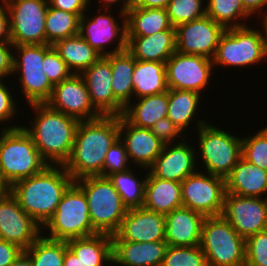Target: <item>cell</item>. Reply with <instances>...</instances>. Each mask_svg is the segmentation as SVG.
Returning a JSON list of instances; mask_svg holds the SVG:
<instances>
[{
    "label": "cell",
    "instance_id": "1",
    "mask_svg": "<svg viewBox=\"0 0 267 266\" xmlns=\"http://www.w3.org/2000/svg\"><path fill=\"white\" fill-rule=\"evenodd\" d=\"M119 138V116L80 121L71 154L63 167L74 181L103 172L106 153Z\"/></svg>",
    "mask_w": 267,
    "mask_h": 266
},
{
    "label": "cell",
    "instance_id": "2",
    "mask_svg": "<svg viewBox=\"0 0 267 266\" xmlns=\"http://www.w3.org/2000/svg\"><path fill=\"white\" fill-rule=\"evenodd\" d=\"M73 182L63 165H48L42 172L15 182L10 192L20 207L43 227Z\"/></svg>",
    "mask_w": 267,
    "mask_h": 266
},
{
    "label": "cell",
    "instance_id": "3",
    "mask_svg": "<svg viewBox=\"0 0 267 266\" xmlns=\"http://www.w3.org/2000/svg\"><path fill=\"white\" fill-rule=\"evenodd\" d=\"M30 107L36 116L30 128L23 126L24 129L49 165H64L71 154L80 121L50 108L46 103L31 104Z\"/></svg>",
    "mask_w": 267,
    "mask_h": 266
},
{
    "label": "cell",
    "instance_id": "4",
    "mask_svg": "<svg viewBox=\"0 0 267 266\" xmlns=\"http://www.w3.org/2000/svg\"><path fill=\"white\" fill-rule=\"evenodd\" d=\"M0 134V178L10 187L42 172L49 164L21 125L3 127Z\"/></svg>",
    "mask_w": 267,
    "mask_h": 266
},
{
    "label": "cell",
    "instance_id": "5",
    "mask_svg": "<svg viewBox=\"0 0 267 266\" xmlns=\"http://www.w3.org/2000/svg\"><path fill=\"white\" fill-rule=\"evenodd\" d=\"M74 182L87 198L93 229L98 234L114 235L127 213V208L108 177L87 176Z\"/></svg>",
    "mask_w": 267,
    "mask_h": 266
},
{
    "label": "cell",
    "instance_id": "6",
    "mask_svg": "<svg viewBox=\"0 0 267 266\" xmlns=\"http://www.w3.org/2000/svg\"><path fill=\"white\" fill-rule=\"evenodd\" d=\"M49 230L47 238L68 241L98 234L92 226L87 198L73 182L64 192L57 210L42 229Z\"/></svg>",
    "mask_w": 267,
    "mask_h": 266
},
{
    "label": "cell",
    "instance_id": "7",
    "mask_svg": "<svg viewBox=\"0 0 267 266\" xmlns=\"http://www.w3.org/2000/svg\"><path fill=\"white\" fill-rule=\"evenodd\" d=\"M263 24L264 34L249 27L226 29L221 35L213 65L225 67H244L258 64L267 57V27ZM258 62V63H257Z\"/></svg>",
    "mask_w": 267,
    "mask_h": 266
},
{
    "label": "cell",
    "instance_id": "8",
    "mask_svg": "<svg viewBox=\"0 0 267 266\" xmlns=\"http://www.w3.org/2000/svg\"><path fill=\"white\" fill-rule=\"evenodd\" d=\"M200 247L208 266H245V239L222 215L205 217Z\"/></svg>",
    "mask_w": 267,
    "mask_h": 266
},
{
    "label": "cell",
    "instance_id": "9",
    "mask_svg": "<svg viewBox=\"0 0 267 266\" xmlns=\"http://www.w3.org/2000/svg\"><path fill=\"white\" fill-rule=\"evenodd\" d=\"M195 126L199 128L197 144H200V157L206 167L204 171L225 179L242 157V138L215 127L203 119L197 120Z\"/></svg>",
    "mask_w": 267,
    "mask_h": 266
},
{
    "label": "cell",
    "instance_id": "10",
    "mask_svg": "<svg viewBox=\"0 0 267 266\" xmlns=\"http://www.w3.org/2000/svg\"><path fill=\"white\" fill-rule=\"evenodd\" d=\"M13 73L20 72L22 92L28 104L46 103L52 94L54 85L43 70L45 53L52 47L50 44L14 45ZM20 58V59H19Z\"/></svg>",
    "mask_w": 267,
    "mask_h": 266
},
{
    "label": "cell",
    "instance_id": "11",
    "mask_svg": "<svg viewBox=\"0 0 267 266\" xmlns=\"http://www.w3.org/2000/svg\"><path fill=\"white\" fill-rule=\"evenodd\" d=\"M13 45L46 44L48 0H5Z\"/></svg>",
    "mask_w": 267,
    "mask_h": 266
},
{
    "label": "cell",
    "instance_id": "12",
    "mask_svg": "<svg viewBox=\"0 0 267 266\" xmlns=\"http://www.w3.org/2000/svg\"><path fill=\"white\" fill-rule=\"evenodd\" d=\"M225 193V179L203 171H197L181 182L183 206L205 217L222 215Z\"/></svg>",
    "mask_w": 267,
    "mask_h": 266
},
{
    "label": "cell",
    "instance_id": "13",
    "mask_svg": "<svg viewBox=\"0 0 267 266\" xmlns=\"http://www.w3.org/2000/svg\"><path fill=\"white\" fill-rule=\"evenodd\" d=\"M168 88L201 94L210 84L212 59L175 51L165 63Z\"/></svg>",
    "mask_w": 267,
    "mask_h": 266
},
{
    "label": "cell",
    "instance_id": "14",
    "mask_svg": "<svg viewBox=\"0 0 267 266\" xmlns=\"http://www.w3.org/2000/svg\"><path fill=\"white\" fill-rule=\"evenodd\" d=\"M264 198L225 193L222 216L245 240L267 230V196Z\"/></svg>",
    "mask_w": 267,
    "mask_h": 266
},
{
    "label": "cell",
    "instance_id": "15",
    "mask_svg": "<svg viewBox=\"0 0 267 266\" xmlns=\"http://www.w3.org/2000/svg\"><path fill=\"white\" fill-rule=\"evenodd\" d=\"M225 28L210 17L179 24L176 31V51L212 59Z\"/></svg>",
    "mask_w": 267,
    "mask_h": 266
},
{
    "label": "cell",
    "instance_id": "16",
    "mask_svg": "<svg viewBox=\"0 0 267 266\" xmlns=\"http://www.w3.org/2000/svg\"><path fill=\"white\" fill-rule=\"evenodd\" d=\"M46 104L59 112L79 121H87L102 116L92 105L88 88L80 74H73L54 85Z\"/></svg>",
    "mask_w": 267,
    "mask_h": 266
},
{
    "label": "cell",
    "instance_id": "17",
    "mask_svg": "<svg viewBox=\"0 0 267 266\" xmlns=\"http://www.w3.org/2000/svg\"><path fill=\"white\" fill-rule=\"evenodd\" d=\"M41 229L11 192L0 201V239L27 250L41 236Z\"/></svg>",
    "mask_w": 267,
    "mask_h": 266
},
{
    "label": "cell",
    "instance_id": "18",
    "mask_svg": "<svg viewBox=\"0 0 267 266\" xmlns=\"http://www.w3.org/2000/svg\"><path fill=\"white\" fill-rule=\"evenodd\" d=\"M86 18V14L80 17L79 35L95 49L101 56L118 53L127 49L126 18L122 19V27L115 20L114 16L107 13ZM106 14V15H105ZM117 21V22H116ZM119 38L117 46L111 51H106L107 43L111 44L114 39Z\"/></svg>",
    "mask_w": 267,
    "mask_h": 266
},
{
    "label": "cell",
    "instance_id": "19",
    "mask_svg": "<svg viewBox=\"0 0 267 266\" xmlns=\"http://www.w3.org/2000/svg\"><path fill=\"white\" fill-rule=\"evenodd\" d=\"M88 88L93 107L102 116H121L125 107L114 97L110 61L101 56L80 74Z\"/></svg>",
    "mask_w": 267,
    "mask_h": 266
},
{
    "label": "cell",
    "instance_id": "20",
    "mask_svg": "<svg viewBox=\"0 0 267 266\" xmlns=\"http://www.w3.org/2000/svg\"><path fill=\"white\" fill-rule=\"evenodd\" d=\"M112 241H165V215L145 209H129Z\"/></svg>",
    "mask_w": 267,
    "mask_h": 266
},
{
    "label": "cell",
    "instance_id": "21",
    "mask_svg": "<svg viewBox=\"0 0 267 266\" xmlns=\"http://www.w3.org/2000/svg\"><path fill=\"white\" fill-rule=\"evenodd\" d=\"M165 144L159 156L148 171L157 178L182 182L187 176L197 172L196 149L184 142ZM172 145V146H170Z\"/></svg>",
    "mask_w": 267,
    "mask_h": 266
},
{
    "label": "cell",
    "instance_id": "22",
    "mask_svg": "<svg viewBox=\"0 0 267 266\" xmlns=\"http://www.w3.org/2000/svg\"><path fill=\"white\" fill-rule=\"evenodd\" d=\"M119 138L125 145L129 161L131 159L143 170L153 165L165 145L151 129L135 126L123 115L119 116Z\"/></svg>",
    "mask_w": 267,
    "mask_h": 266
},
{
    "label": "cell",
    "instance_id": "23",
    "mask_svg": "<svg viewBox=\"0 0 267 266\" xmlns=\"http://www.w3.org/2000/svg\"><path fill=\"white\" fill-rule=\"evenodd\" d=\"M205 216L181 206L165 215V242L168 246H197L201 243Z\"/></svg>",
    "mask_w": 267,
    "mask_h": 266
},
{
    "label": "cell",
    "instance_id": "24",
    "mask_svg": "<svg viewBox=\"0 0 267 266\" xmlns=\"http://www.w3.org/2000/svg\"><path fill=\"white\" fill-rule=\"evenodd\" d=\"M113 263L120 266H161L168 247L165 241H112Z\"/></svg>",
    "mask_w": 267,
    "mask_h": 266
},
{
    "label": "cell",
    "instance_id": "25",
    "mask_svg": "<svg viewBox=\"0 0 267 266\" xmlns=\"http://www.w3.org/2000/svg\"><path fill=\"white\" fill-rule=\"evenodd\" d=\"M138 61L166 63L176 51V31L164 30L149 36H127V49Z\"/></svg>",
    "mask_w": 267,
    "mask_h": 266
},
{
    "label": "cell",
    "instance_id": "26",
    "mask_svg": "<svg viewBox=\"0 0 267 266\" xmlns=\"http://www.w3.org/2000/svg\"><path fill=\"white\" fill-rule=\"evenodd\" d=\"M226 193L244 197H262L267 194V170L240 158L225 178Z\"/></svg>",
    "mask_w": 267,
    "mask_h": 266
},
{
    "label": "cell",
    "instance_id": "27",
    "mask_svg": "<svg viewBox=\"0 0 267 266\" xmlns=\"http://www.w3.org/2000/svg\"><path fill=\"white\" fill-rule=\"evenodd\" d=\"M147 172L143 203L145 209L166 215L183 206L181 182L160 179Z\"/></svg>",
    "mask_w": 267,
    "mask_h": 266
},
{
    "label": "cell",
    "instance_id": "28",
    "mask_svg": "<svg viewBox=\"0 0 267 266\" xmlns=\"http://www.w3.org/2000/svg\"><path fill=\"white\" fill-rule=\"evenodd\" d=\"M66 244L85 266H103L107 262L113 263L111 235L96 234L89 237L71 239L66 241Z\"/></svg>",
    "mask_w": 267,
    "mask_h": 266
},
{
    "label": "cell",
    "instance_id": "29",
    "mask_svg": "<svg viewBox=\"0 0 267 266\" xmlns=\"http://www.w3.org/2000/svg\"><path fill=\"white\" fill-rule=\"evenodd\" d=\"M125 107L123 116L133 125L150 129L158 119L167 117L168 91L144 96Z\"/></svg>",
    "mask_w": 267,
    "mask_h": 266
},
{
    "label": "cell",
    "instance_id": "30",
    "mask_svg": "<svg viewBox=\"0 0 267 266\" xmlns=\"http://www.w3.org/2000/svg\"><path fill=\"white\" fill-rule=\"evenodd\" d=\"M126 29L127 36H149L175 27L166 9L130 7L126 12Z\"/></svg>",
    "mask_w": 267,
    "mask_h": 266
},
{
    "label": "cell",
    "instance_id": "31",
    "mask_svg": "<svg viewBox=\"0 0 267 266\" xmlns=\"http://www.w3.org/2000/svg\"><path fill=\"white\" fill-rule=\"evenodd\" d=\"M132 83L136 99L168 91L165 63L136 60Z\"/></svg>",
    "mask_w": 267,
    "mask_h": 266
},
{
    "label": "cell",
    "instance_id": "32",
    "mask_svg": "<svg viewBox=\"0 0 267 266\" xmlns=\"http://www.w3.org/2000/svg\"><path fill=\"white\" fill-rule=\"evenodd\" d=\"M52 46L73 74H81L101 57L79 34L61 39Z\"/></svg>",
    "mask_w": 267,
    "mask_h": 266
},
{
    "label": "cell",
    "instance_id": "33",
    "mask_svg": "<svg viewBox=\"0 0 267 266\" xmlns=\"http://www.w3.org/2000/svg\"><path fill=\"white\" fill-rule=\"evenodd\" d=\"M112 69V90L114 97L126 107L133 96L132 77L136 59L127 51L105 56Z\"/></svg>",
    "mask_w": 267,
    "mask_h": 266
},
{
    "label": "cell",
    "instance_id": "34",
    "mask_svg": "<svg viewBox=\"0 0 267 266\" xmlns=\"http://www.w3.org/2000/svg\"><path fill=\"white\" fill-rule=\"evenodd\" d=\"M201 94L190 90L168 89L167 117L184 133L198 112Z\"/></svg>",
    "mask_w": 267,
    "mask_h": 266
},
{
    "label": "cell",
    "instance_id": "35",
    "mask_svg": "<svg viewBox=\"0 0 267 266\" xmlns=\"http://www.w3.org/2000/svg\"><path fill=\"white\" fill-rule=\"evenodd\" d=\"M134 171L129 168L122 172H117L108 175V179L119 193L124 206L129 209L143 207L146 177L142 180L138 179L133 173Z\"/></svg>",
    "mask_w": 267,
    "mask_h": 266
},
{
    "label": "cell",
    "instance_id": "36",
    "mask_svg": "<svg viewBox=\"0 0 267 266\" xmlns=\"http://www.w3.org/2000/svg\"><path fill=\"white\" fill-rule=\"evenodd\" d=\"M79 14L48 7L45 18L46 44L79 34Z\"/></svg>",
    "mask_w": 267,
    "mask_h": 266
},
{
    "label": "cell",
    "instance_id": "37",
    "mask_svg": "<svg viewBox=\"0 0 267 266\" xmlns=\"http://www.w3.org/2000/svg\"><path fill=\"white\" fill-rule=\"evenodd\" d=\"M40 236L24 252L30 257L32 266H63L65 241Z\"/></svg>",
    "mask_w": 267,
    "mask_h": 266
},
{
    "label": "cell",
    "instance_id": "38",
    "mask_svg": "<svg viewBox=\"0 0 267 266\" xmlns=\"http://www.w3.org/2000/svg\"><path fill=\"white\" fill-rule=\"evenodd\" d=\"M206 16L225 29H229L246 26V23L242 24L236 20L247 19L250 15L243 8L241 0H208Z\"/></svg>",
    "mask_w": 267,
    "mask_h": 266
},
{
    "label": "cell",
    "instance_id": "39",
    "mask_svg": "<svg viewBox=\"0 0 267 266\" xmlns=\"http://www.w3.org/2000/svg\"><path fill=\"white\" fill-rule=\"evenodd\" d=\"M161 266H208L200 245L168 246Z\"/></svg>",
    "mask_w": 267,
    "mask_h": 266
},
{
    "label": "cell",
    "instance_id": "40",
    "mask_svg": "<svg viewBox=\"0 0 267 266\" xmlns=\"http://www.w3.org/2000/svg\"><path fill=\"white\" fill-rule=\"evenodd\" d=\"M203 0H170L166 10L173 27L200 19L206 15Z\"/></svg>",
    "mask_w": 267,
    "mask_h": 266
},
{
    "label": "cell",
    "instance_id": "41",
    "mask_svg": "<svg viewBox=\"0 0 267 266\" xmlns=\"http://www.w3.org/2000/svg\"><path fill=\"white\" fill-rule=\"evenodd\" d=\"M257 134L242 138V158L251 164L267 170V127Z\"/></svg>",
    "mask_w": 267,
    "mask_h": 266
},
{
    "label": "cell",
    "instance_id": "42",
    "mask_svg": "<svg viewBox=\"0 0 267 266\" xmlns=\"http://www.w3.org/2000/svg\"><path fill=\"white\" fill-rule=\"evenodd\" d=\"M245 266H267V230L245 240Z\"/></svg>",
    "mask_w": 267,
    "mask_h": 266
},
{
    "label": "cell",
    "instance_id": "43",
    "mask_svg": "<svg viewBox=\"0 0 267 266\" xmlns=\"http://www.w3.org/2000/svg\"><path fill=\"white\" fill-rule=\"evenodd\" d=\"M43 70L53 85L73 75L72 71L53 46L44 55Z\"/></svg>",
    "mask_w": 267,
    "mask_h": 266
},
{
    "label": "cell",
    "instance_id": "44",
    "mask_svg": "<svg viewBox=\"0 0 267 266\" xmlns=\"http://www.w3.org/2000/svg\"><path fill=\"white\" fill-rule=\"evenodd\" d=\"M129 158L124 143L118 138L108 149L103 164V172L100 176L107 177L110 174L125 171L128 167Z\"/></svg>",
    "mask_w": 267,
    "mask_h": 266
},
{
    "label": "cell",
    "instance_id": "45",
    "mask_svg": "<svg viewBox=\"0 0 267 266\" xmlns=\"http://www.w3.org/2000/svg\"><path fill=\"white\" fill-rule=\"evenodd\" d=\"M152 133L164 144H172L173 140L182 137L183 133L168 117L158 119L150 128ZM173 141V142H172Z\"/></svg>",
    "mask_w": 267,
    "mask_h": 266
},
{
    "label": "cell",
    "instance_id": "46",
    "mask_svg": "<svg viewBox=\"0 0 267 266\" xmlns=\"http://www.w3.org/2000/svg\"><path fill=\"white\" fill-rule=\"evenodd\" d=\"M3 80H0V123L7 122L17 114L16 103Z\"/></svg>",
    "mask_w": 267,
    "mask_h": 266
},
{
    "label": "cell",
    "instance_id": "47",
    "mask_svg": "<svg viewBox=\"0 0 267 266\" xmlns=\"http://www.w3.org/2000/svg\"><path fill=\"white\" fill-rule=\"evenodd\" d=\"M48 4L52 8L64 10L73 14L82 16L88 9V0H48Z\"/></svg>",
    "mask_w": 267,
    "mask_h": 266
},
{
    "label": "cell",
    "instance_id": "48",
    "mask_svg": "<svg viewBox=\"0 0 267 266\" xmlns=\"http://www.w3.org/2000/svg\"><path fill=\"white\" fill-rule=\"evenodd\" d=\"M13 44L12 43H0V80H4V77L13 75ZM12 47V48H10ZM12 52V53H11Z\"/></svg>",
    "mask_w": 267,
    "mask_h": 266
},
{
    "label": "cell",
    "instance_id": "49",
    "mask_svg": "<svg viewBox=\"0 0 267 266\" xmlns=\"http://www.w3.org/2000/svg\"><path fill=\"white\" fill-rule=\"evenodd\" d=\"M23 251L16 244L0 239V266H9Z\"/></svg>",
    "mask_w": 267,
    "mask_h": 266
},
{
    "label": "cell",
    "instance_id": "50",
    "mask_svg": "<svg viewBox=\"0 0 267 266\" xmlns=\"http://www.w3.org/2000/svg\"><path fill=\"white\" fill-rule=\"evenodd\" d=\"M0 43H11L9 14L5 0H0ZM4 4V5H3Z\"/></svg>",
    "mask_w": 267,
    "mask_h": 266
},
{
    "label": "cell",
    "instance_id": "51",
    "mask_svg": "<svg viewBox=\"0 0 267 266\" xmlns=\"http://www.w3.org/2000/svg\"><path fill=\"white\" fill-rule=\"evenodd\" d=\"M170 0H131V7L166 9Z\"/></svg>",
    "mask_w": 267,
    "mask_h": 266
},
{
    "label": "cell",
    "instance_id": "52",
    "mask_svg": "<svg viewBox=\"0 0 267 266\" xmlns=\"http://www.w3.org/2000/svg\"><path fill=\"white\" fill-rule=\"evenodd\" d=\"M242 6L245 9V11L250 15H254L259 11V15L262 16V13L260 14V9H263L267 5V0H241Z\"/></svg>",
    "mask_w": 267,
    "mask_h": 266
},
{
    "label": "cell",
    "instance_id": "53",
    "mask_svg": "<svg viewBox=\"0 0 267 266\" xmlns=\"http://www.w3.org/2000/svg\"><path fill=\"white\" fill-rule=\"evenodd\" d=\"M63 266H85L83 262L67 247L66 241Z\"/></svg>",
    "mask_w": 267,
    "mask_h": 266
},
{
    "label": "cell",
    "instance_id": "54",
    "mask_svg": "<svg viewBox=\"0 0 267 266\" xmlns=\"http://www.w3.org/2000/svg\"><path fill=\"white\" fill-rule=\"evenodd\" d=\"M90 0H88V4L90 3L89 2ZM99 1H102L101 3H103L104 7H106L105 11H108L107 8H110L111 7V4H117L119 3L120 1H122L121 3L123 4L122 8H120V16L122 18H126V12L127 10L131 7V0H99Z\"/></svg>",
    "mask_w": 267,
    "mask_h": 266
},
{
    "label": "cell",
    "instance_id": "55",
    "mask_svg": "<svg viewBox=\"0 0 267 266\" xmlns=\"http://www.w3.org/2000/svg\"><path fill=\"white\" fill-rule=\"evenodd\" d=\"M9 266H32V261L23 251Z\"/></svg>",
    "mask_w": 267,
    "mask_h": 266
},
{
    "label": "cell",
    "instance_id": "56",
    "mask_svg": "<svg viewBox=\"0 0 267 266\" xmlns=\"http://www.w3.org/2000/svg\"><path fill=\"white\" fill-rule=\"evenodd\" d=\"M10 192V186L0 178V201Z\"/></svg>",
    "mask_w": 267,
    "mask_h": 266
},
{
    "label": "cell",
    "instance_id": "57",
    "mask_svg": "<svg viewBox=\"0 0 267 266\" xmlns=\"http://www.w3.org/2000/svg\"><path fill=\"white\" fill-rule=\"evenodd\" d=\"M263 22L265 23L266 27H267V12L266 14L264 15L263 14V18H262Z\"/></svg>",
    "mask_w": 267,
    "mask_h": 266
}]
</instances>
